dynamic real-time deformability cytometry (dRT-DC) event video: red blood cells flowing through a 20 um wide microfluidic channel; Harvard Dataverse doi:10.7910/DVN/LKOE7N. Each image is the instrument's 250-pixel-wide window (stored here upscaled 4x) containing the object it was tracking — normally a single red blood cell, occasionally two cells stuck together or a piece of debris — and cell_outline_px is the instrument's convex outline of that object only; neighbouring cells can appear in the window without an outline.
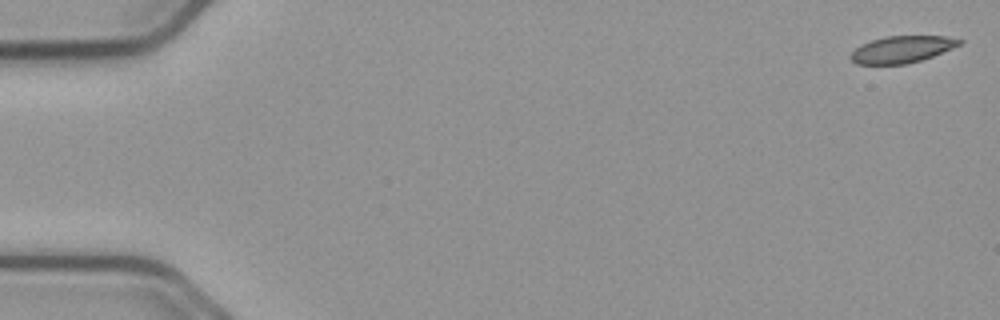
{"species": "common noctule bat (a hibernating species)", "species_latin": "Nyctalus noctula", "temperature_condition": "cold", "stored_images_in_passage": 56, "camera_frame_rate_fps": 3000, "um_per_image_px": 0.085, "animal": {"sex": "male", "body_mass_g": 23.1, "forearm_length_mm": 52.7}, "frame": {"image": 1, "passage_image": 1, "time_ms": 0.0, "image_size_px": [1000, 320], "cell_outline_px": [[964, 40], [960, 44], [952, 48], [932, 56], [908, 64], [856, 64], [848, 56], [860, 44], [884, 36], [944, 36]], "centroid_in_image_um": [76.63, 4.19], "position_along_channel_um": 8.4, "area_um2": 16.94}}
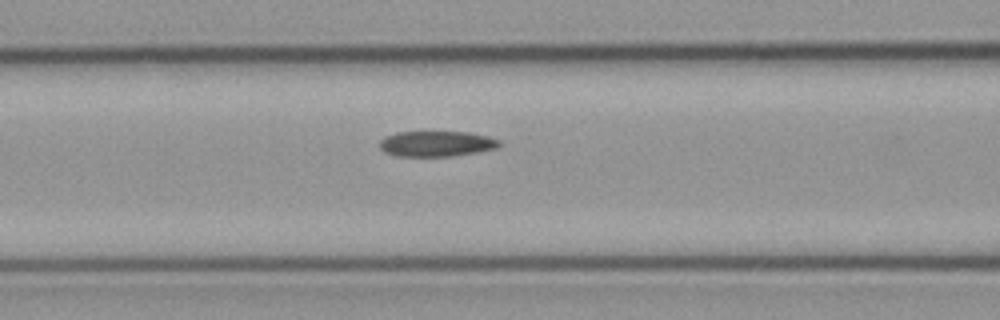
{"frame": {"image": 2, "passage_image": 23, "time_ms": 7.333, "image_size_px": [1000, 320], "cell_outline_px": [[500, 144], [496, 148], [476, 152], [452, 156], [396, 156], [384, 152], [380, 148], [380, 140], [384, 136], [396, 132], [468, 132], [488, 136], [500, 140]], "centroid_in_image_um": [37.07, 12.21], "position_along_channel_um": 129.5, "area_um2": 17.8}}
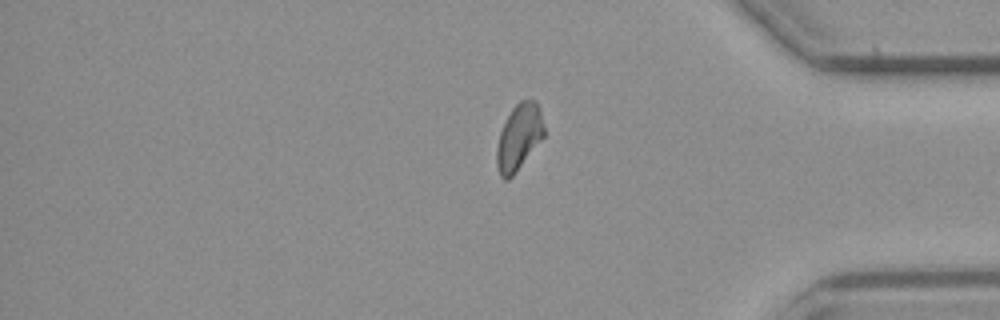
{"frame": {"image": 3, "passage_image": 46, "time_ms": 15.0, "image_size_px": [1000, 320], "cell_outline_px": [[544, 136], [516, 172], [508, 180], [504, 180], [500, 176], [496, 164], [496, 148], [500, 132], [512, 108], [520, 100], [536, 100], [540, 108], [544, 128]], "centroid_in_image_um": [44.1, 11.66], "position_along_channel_um": 391.1, "area_um2": 18.15}, "authors_computed_cell_mechanics": {"area_um2": 18.4671, "velocity_mm_per_s": 3.7039, "shape_relaxation_time_tau1_ms": null, "shape_relaxation_time_tau2_ms": 10.3282, "deformation_change_tau1": null, "deformation_change_tau2": 0.1581}}